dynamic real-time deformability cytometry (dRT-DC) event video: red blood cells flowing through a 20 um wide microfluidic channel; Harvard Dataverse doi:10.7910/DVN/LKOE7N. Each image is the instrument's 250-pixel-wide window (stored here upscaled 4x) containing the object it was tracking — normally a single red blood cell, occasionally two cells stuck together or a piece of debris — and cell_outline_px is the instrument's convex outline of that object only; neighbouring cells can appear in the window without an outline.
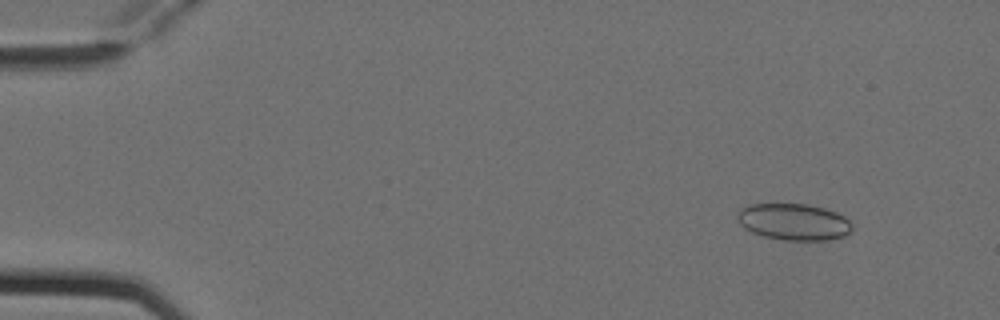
{"species": "Egyptian fruit bat (a non-hibernating species)", "species_latin": "Rousettus aegyptiacus", "temperature_condition": "cold", "stored_images_in_passage": 5, "camera_frame_rate_fps": 3000, "um_per_image_px": 0.085, "animal": {"sex": "female"}, "frame": {"image": 1, "passage_image": 2, "time_ms": 0.333, "image_size_px": [1000, 320], "cell_outline_px": [[852, 232], [844, 236], [828, 240], [784, 240], [764, 236], [752, 232], [744, 228], [740, 224], [736, 216], [740, 208], [752, 204], [808, 204], [824, 208], [836, 212], [844, 216], [852, 224]], "centroid_in_image_um": [67.48, 18.86], "position_along_channel_um": 17.5, "area_um2": 24.57}}
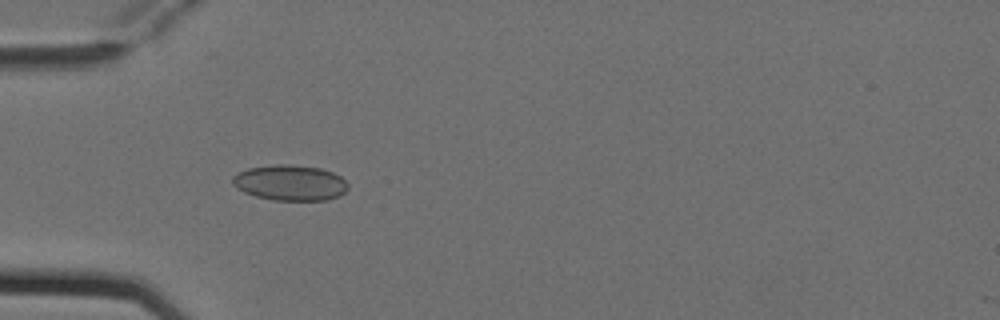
{"frame": {"image": 2, "passage_image": 5, "time_ms": 1.333, "image_size_px": [1000, 320], "cell_outline_px": [[348, 188], [340, 196], [328, 200], [272, 200], [256, 196], [244, 192], [236, 188], [232, 184], [232, 176], [248, 168], [276, 164], [288, 164], [320, 168], [332, 172], [340, 176], [348, 184]], "centroid_in_image_um": [24.66, 15.54], "position_along_channel_um": 60.3, "area_um2": 23.99}}